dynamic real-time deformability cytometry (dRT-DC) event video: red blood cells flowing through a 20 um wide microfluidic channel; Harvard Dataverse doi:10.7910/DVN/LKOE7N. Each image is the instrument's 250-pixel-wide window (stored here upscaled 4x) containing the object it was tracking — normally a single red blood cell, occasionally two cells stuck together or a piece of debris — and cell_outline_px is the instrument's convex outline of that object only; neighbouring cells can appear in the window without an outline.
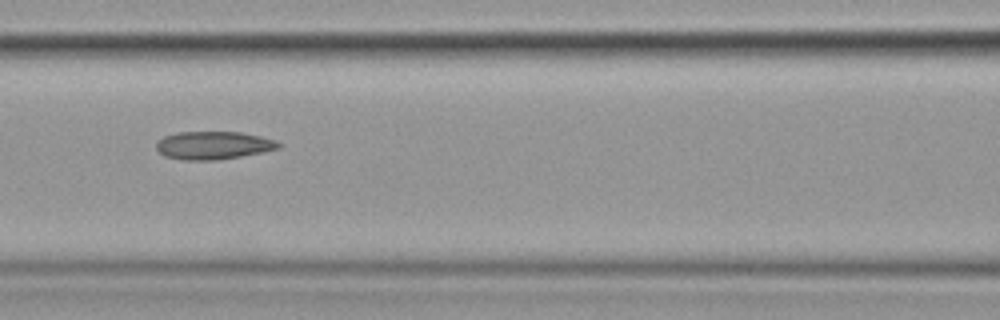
{"species": "common noctule bat (a hibernating species)", "species_latin": "Nyctalus noctula", "temperature_condition": "cold", "stored_images_in_passage": 9, "camera_frame_rate_fps": 3000, "um_per_image_px": 0.085, "animal": {"sex": "female", "body_mass_g": 19.9}, "frame": {"image": 1, "passage_image": 6, "time_ms": 5.667, "image_size_px": [1000, 320], "cell_outline_px": [[280, 148], [240, 156], [216, 160], [184, 160], [164, 156], [156, 148], [156, 144], [164, 136], [176, 132], [240, 132], [260, 136], [276, 140], [280, 144]], "centroid_in_image_um": [18.12, 12.35], "position_along_channel_um": 148.5, "area_um2": 19.77}}
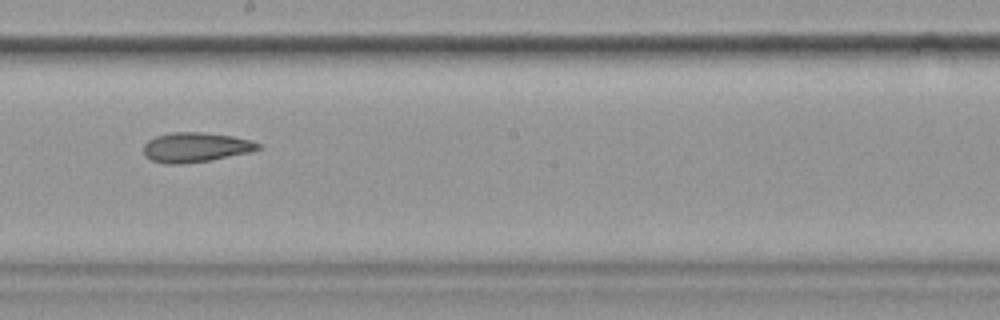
{"frame": {"image": 2, "passage_image": 8, "time_ms": 8.0, "image_size_px": [1000, 320], "cell_outline_px": [[264, 148], [252, 152], [208, 160], [180, 164], [164, 164], [152, 160], [144, 156], [144, 144], [148, 140], [156, 136], [172, 132], [204, 132], [232, 136], [252, 140], [260, 144]], "centroid_in_image_um": [16.65, 12.51], "position_along_channel_um": 231.5, "area_um2": 19.94}}
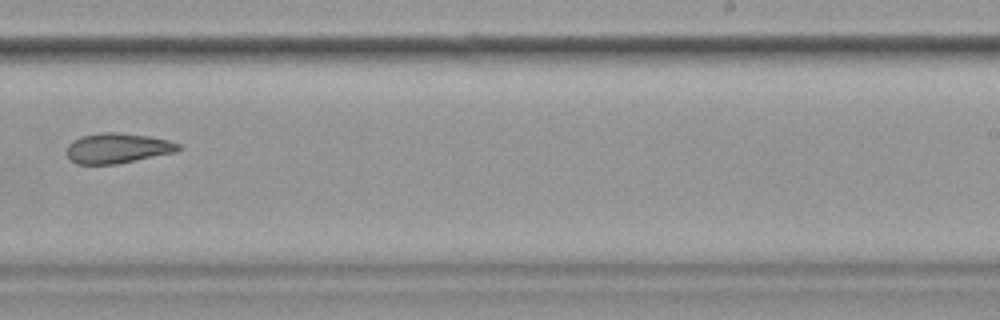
{"frame": {"image": 3, "passage_image": 9, "time_ms": 9.333, "image_size_px": [1000, 320], "cell_outline_px": [[184, 148], [176, 152], [116, 164], [76, 164], [68, 156], [68, 144], [72, 140], [80, 136], [100, 132], [116, 132], [148, 136], [168, 140], [180, 144]], "centroid_in_image_um": [10.01, 12.59], "position_along_channel_um": 279.0, "area_um2": 19.65}}